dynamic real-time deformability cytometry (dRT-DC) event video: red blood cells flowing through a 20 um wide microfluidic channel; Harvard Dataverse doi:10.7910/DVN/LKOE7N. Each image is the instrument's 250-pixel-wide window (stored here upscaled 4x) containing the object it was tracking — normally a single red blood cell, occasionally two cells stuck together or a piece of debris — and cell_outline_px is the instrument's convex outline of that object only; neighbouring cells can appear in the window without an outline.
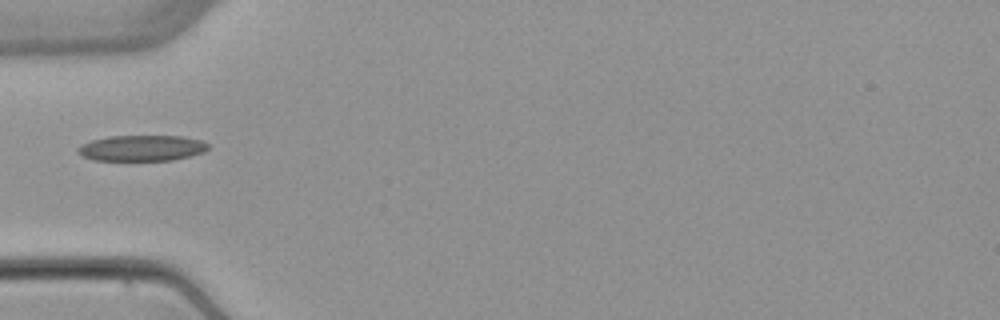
{"species": "common noctule bat (a hibernating species)", "species_latin": "Nyctalus noctula", "temperature_condition": "warm", "stored_images_in_passage": 1, "camera_frame_rate_fps": 3000, "um_per_image_px": 0.085, "animal": {"sex": "female", "body_mass_g": 22.7, "forearm_length_mm": 54.2}, "frame": {"image": 1, "passage_image": 1, "time_ms": 0.0, "image_size_px": [1000, 320], "cell_outline_px": [[208, 148], [204, 152], [172, 160], [92, 160], [76, 152], [76, 148], [80, 144], [92, 140], [108, 136], [180, 136], [200, 140], [208, 144]], "centroid_in_image_um": [12.0, 12.58], "position_along_channel_um": 73.0, "area_um2": 19.54}}